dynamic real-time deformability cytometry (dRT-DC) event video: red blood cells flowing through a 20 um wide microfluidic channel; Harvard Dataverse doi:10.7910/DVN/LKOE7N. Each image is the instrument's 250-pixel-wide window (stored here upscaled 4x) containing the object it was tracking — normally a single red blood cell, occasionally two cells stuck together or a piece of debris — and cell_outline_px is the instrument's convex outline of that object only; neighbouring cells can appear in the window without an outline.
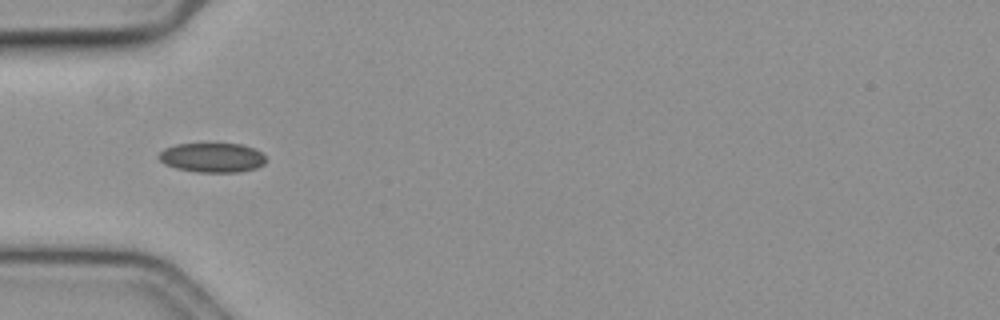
{"species": "common noctule bat (a hibernating species)", "species_latin": "Nyctalus noctula", "temperature_condition": "cold", "stored_images_in_passage": 4, "camera_frame_rate_fps": 3000, "um_per_image_px": 0.085, "animal": {"sex": "female", "body_mass_g": 19.3, "forearm_length_mm": 54.1}, "frame": {"image": 1, "passage_image": 1, "time_ms": 0.0, "image_size_px": [1000, 320], "cell_outline_px": [[264, 164], [256, 168], [240, 172], [196, 172], [176, 168], [164, 164], [156, 156], [164, 148], [176, 144], [240, 144], [252, 148], [260, 152], [264, 156]], "centroid_in_image_um": [17.99, 13.4], "position_along_channel_um": 67.0, "area_um2": 18.32}}
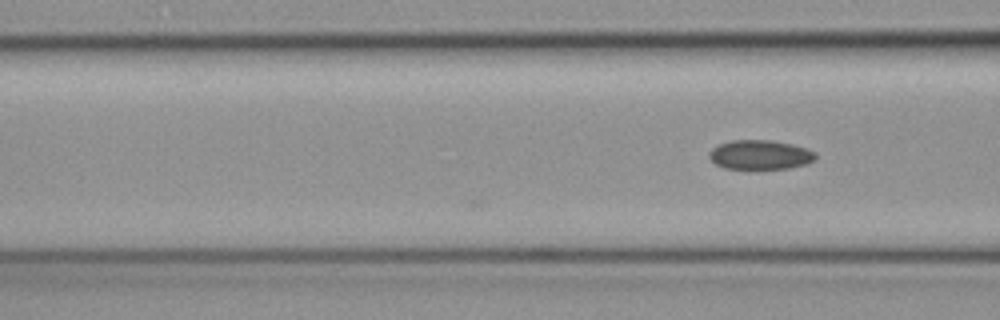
{"frame": {"image": 2, "passage_image": 4, "time_ms": 1.0, "image_size_px": [1000, 320], "cell_outline_px": [[816, 160], [808, 164], [788, 168], [724, 168], [716, 164], [708, 156], [708, 152], [712, 148], [720, 144], [732, 140], [772, 140], [792, 144], [808, 148], [816, 152]], "centroid_in_image_um": [64.65, 13.14], "position_along_channel_um": 101.9, "area_um2": 18.26}}